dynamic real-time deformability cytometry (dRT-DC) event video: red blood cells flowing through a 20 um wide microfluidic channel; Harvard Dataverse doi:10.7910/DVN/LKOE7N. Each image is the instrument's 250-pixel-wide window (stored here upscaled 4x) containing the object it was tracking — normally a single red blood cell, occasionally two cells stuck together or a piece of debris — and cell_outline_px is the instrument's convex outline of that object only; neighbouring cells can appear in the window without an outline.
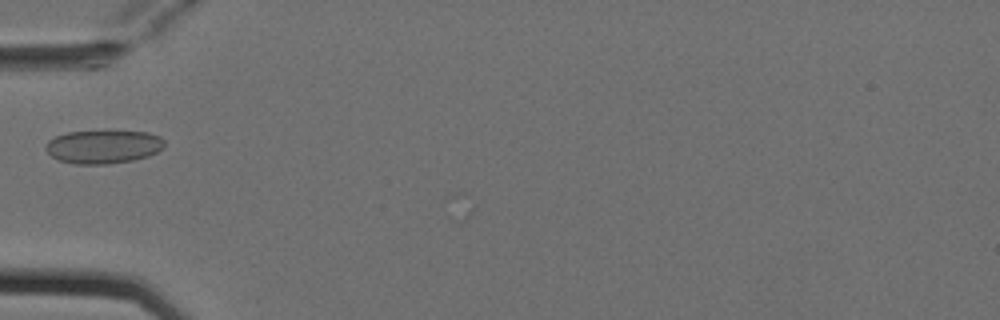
{"species": "Egyptian fruit bat (a non-hibernating species)", "species_latin": "Rousettus aegyptiacus", "temperature_condition": "cold", "stored_images_in_passage": 4, "camera_frame_rate_fps": 3000, "um_per_image_px": 0.085, "animal": {"sex": "female"}, "frame": {"image": 1, "passage_image": 4, "time_ms": 1.0, "image_size_px": [1000, 320], "cell_outline_px": [[164, 148], [148, 156], [132, 160], [108, 164], [76, 164], [60, 160], [52, 156], [44, 148], [48, 140], [56, 136], [68, 132], [148, 132], [160, 136], [164, 140]], "centroid_in_image_um": [8.79, 12.48], "position_along_channel_um": 76.2, "area_um2": 22.83}}